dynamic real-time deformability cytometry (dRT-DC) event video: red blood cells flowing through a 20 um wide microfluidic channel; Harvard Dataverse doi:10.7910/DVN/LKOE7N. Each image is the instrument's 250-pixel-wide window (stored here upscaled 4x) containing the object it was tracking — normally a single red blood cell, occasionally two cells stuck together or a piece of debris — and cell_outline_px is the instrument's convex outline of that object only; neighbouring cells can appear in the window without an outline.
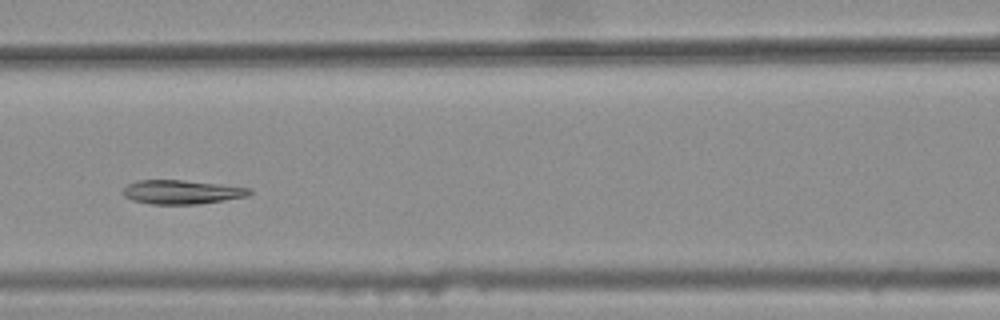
{"species": "common noctule bat (a hibernating species)", "species_latin": "Nyctalus noctula", "temperature_condition": "warm", "stored_images_in_passage": 7, "camera_frame_rate_fps": 3000, "um_per_image_px": 0.085, "animal": {"sex": "female", "body_mass_g": 25.1}, "frame": {"image": 1, "passage_image": 7, "time_ms": 2.0, "image_size_px": [1000, 320], "cell_outline_px": [[252, 192], [248, 196], [224, 200], [196, 204], [152, 204], [132, 200], [124, 196], [124, 188], [128, 184], [136, 180], [184, 180], [220, 184], [252, 188]], "centroid_in_image_um": [15.46, 16.31], "position_along_channel_um": 151.1, "area_um2": 17.63}}